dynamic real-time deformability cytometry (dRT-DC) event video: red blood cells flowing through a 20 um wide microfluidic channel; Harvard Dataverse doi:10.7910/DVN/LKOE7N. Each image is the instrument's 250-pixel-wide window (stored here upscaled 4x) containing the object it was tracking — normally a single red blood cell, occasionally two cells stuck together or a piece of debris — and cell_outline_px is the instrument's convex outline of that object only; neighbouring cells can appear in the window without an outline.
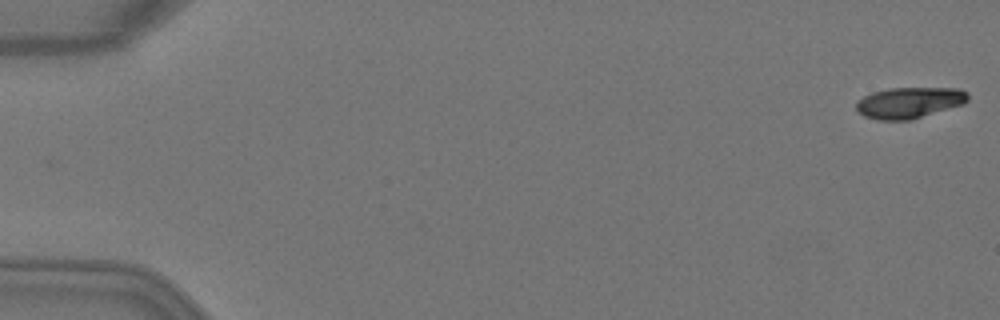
{"species": "Egyptian fruit bat (a non-hibernating species)", "species_latin": "Rousettus aegyptiacus", "temperature_condition": "warm", "stored_images_in_passage": 5, "camera_frame_rate_fps": 3000, "um_per_image_px": 0.085, "animal": {"sex": "female"}, "frame": {"image": 1, "passage_image": 1, "time_ms": 0.0, "image_size_px": [1000, 320], "cell_outline_px": [[968, 100], [964, 104], [912, 120], [876, 120], [864, 116], [856, 108], [856, 104], [864, 96], [872, 92], [892, 88], [960, 88], [968, 92]], "centroid_in_image_um": [77.33, 8.73], "position_along_channel_um": 7.7, "area_um2": 20.29}}
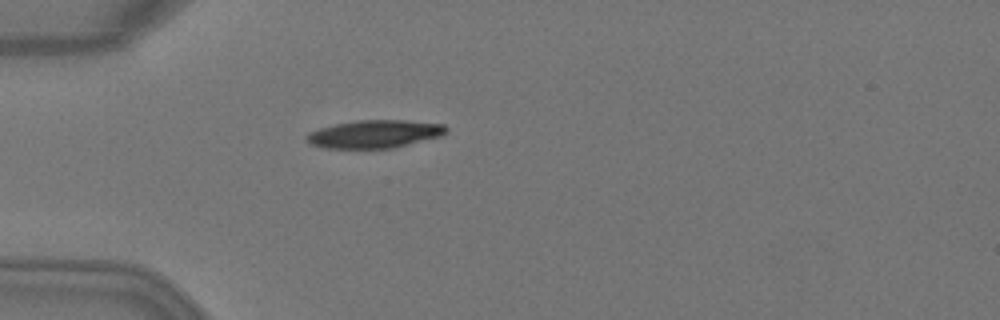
{"frame": {"image": 2, "passage_image": 5, "time_ms": 1.333, "image_size_px": [1000, 320], "cell_outline_px": [[448, 132], [440, 136], [396, 148], [324, 148], [308, 144], [304, 140], [304, 136], [308, 132], [320, 128], [336, 124], [356, 120], [404, 120], [444, 124], [448, 128]], "centroid_in_image_um": [31.81, 11.4], "position_along_channel_um": 53.2, "area_um2": 23.0}}